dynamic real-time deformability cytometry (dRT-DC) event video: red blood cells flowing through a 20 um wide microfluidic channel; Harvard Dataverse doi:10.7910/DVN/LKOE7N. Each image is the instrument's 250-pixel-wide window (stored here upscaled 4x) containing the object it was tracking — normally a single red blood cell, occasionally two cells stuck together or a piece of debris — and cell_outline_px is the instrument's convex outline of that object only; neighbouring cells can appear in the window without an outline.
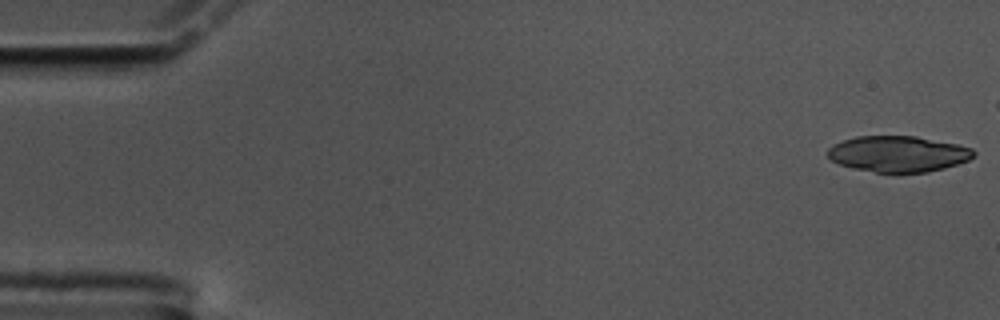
{"species": "common noctule bat (a hibernating species)", "species_latin": "Nyctalus noctula", "temperature_condition": "cold", "stored_images_in_passage": 51, "camera_frame_rate_fps": 3000, "um_per_image_px": 0.085, "animal": {"sex": "male", "body_mass_g": 17.5, "forearm_length_mm": 52.3}, "frame": {"image": 1, "passage_image": 1, "time_ms": 0.0, "image_size_px": [1000, 320], "cell_outline_px": [[976, 152], [968, 160], [944, 168], [928, 172], [900, 176], [852, 168], [840, 164], [832, 160], [828, 156], [828, 148], [832, 144], [856, 136], [916, 136], [956, 144], [972, 148]], "centroid_in_image_um": [76.33, 13.11], "position_along_channel_um": 8.7, "area_um2": 31.15}}
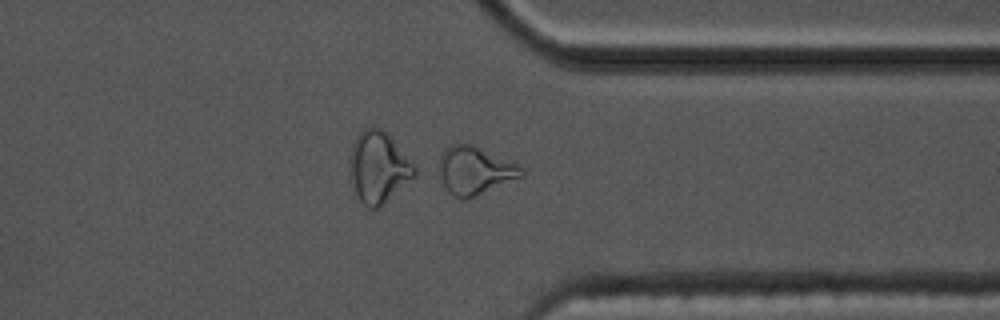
{"frame": {"image": 2, "passage_image": 45, "time_ms": 14.667, "image_size_px": [1000, 320], "cell_outline_px": [[524, 176], [468, 200], [460, 200], [452, 196], [448, 192], [440, 176], [440, 156], [444, 148], [448, 144], [472, 144], [516, 164], [524, 168]], "centroid_in_image_um": [40.36, 14.52], "position_along_channel_um": 371.0, "area_um2": 23.18}}